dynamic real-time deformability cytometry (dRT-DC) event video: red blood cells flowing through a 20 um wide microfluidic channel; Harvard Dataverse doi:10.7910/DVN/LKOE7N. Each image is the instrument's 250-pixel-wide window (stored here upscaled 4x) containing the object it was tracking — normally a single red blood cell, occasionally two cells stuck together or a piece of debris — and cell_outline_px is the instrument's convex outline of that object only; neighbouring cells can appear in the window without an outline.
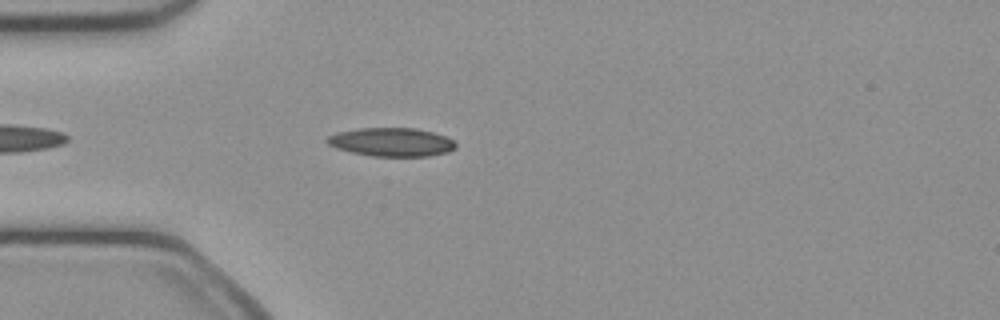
{"species": "common noctule bat (a hibernating species)", "species_latin": "Nyctalus noctula", "temperature_condition": "cold", "stored_images_in_passage": 38, "camera_frame_rate_fps": 3000, "um_per_image_px": 0.085, "animal": {"sex": "female", "body_mass_g": 21.9}, "frame": {"image": 1, "passage_image": 5, "time_ms": 1.333, "image_size_px": [1000, 320], "cell_outline_px": [[456, 148], [448, 152], [428, 156], [372, 156], [352, 152], [336, 148], [328, 144], [324, 140], [328, 136], [336, 132], [360, 128], [416, 128], [448, 136], [456, 144]], "centroid_in_image_um": [33.28, 12.07], "position_along_channel_um": 51.7, "area_um2": 21.5}}
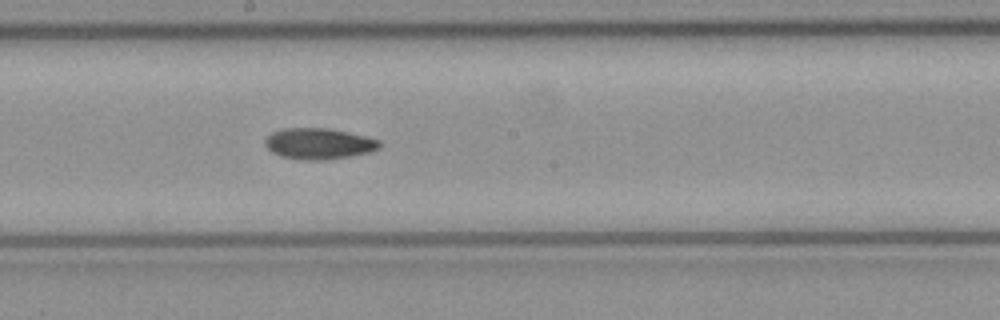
{"frame": {"image": 2, "passage_image": 18, "time_ms": 5.667, "image_size_px": [1000, 320], "cell_outline_px": [[380, 148], [368, 152], [348, 156], [324, 160], [308, 160], [280, 156], [272, 152], [264, 144], [264, 140], [272, 132], [284, 128], [328, 128], [348, 132], [380, 140]], "centroid_in_image_um": [27.07, 12.2], "position_along_channel_um": 221.1, "area_um2": 20.52}}
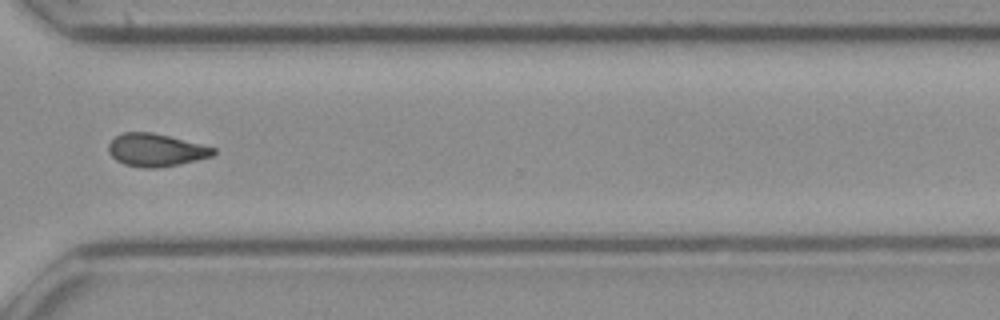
{"frame": {"image": 3, "passage_image": 28, "time_ms": 9.0, "image_size_px": [1000, 320], "cell_outline_px": [[216, 152], [212, 156], [180, 164], [156, 168], [144, 168], [124, 164], [116, 160], [108, 152], [108, 144], [116, 136], [124, 132], [152, 132], [216, 148]], "centroid_in_image_um": [13.23, 12.76], "position_along_channel_um": 357.4, "area_um2": 19.88}, "authors_computed_cell_mechanics": {"area_um2": 20.23, "velocity_mm_per_s": 4.0902, "shape_relaxation_time_tau1_ms": null, "shape_relaxation_time_tau2_ms": 7.6686, "deformation_change_tau1": null, "deformation_change_tau2": 0.1491}}